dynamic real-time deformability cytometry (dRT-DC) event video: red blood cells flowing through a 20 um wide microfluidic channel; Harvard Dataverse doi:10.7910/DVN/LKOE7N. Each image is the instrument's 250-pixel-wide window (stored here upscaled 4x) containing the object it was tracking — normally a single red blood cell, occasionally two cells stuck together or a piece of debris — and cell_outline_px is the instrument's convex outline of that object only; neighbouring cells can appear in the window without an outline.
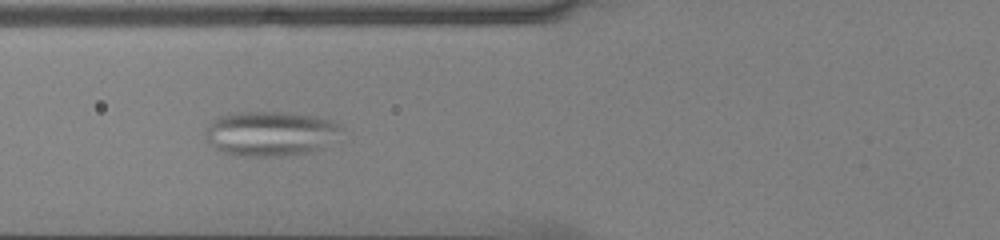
{"species": "common noctule bat (a hibernating species)", "species_latin": "Nyctalus noctula", "temperature_condition": "cold", "stored_images_in_passage": 53, "camera_frame_rate_fps": 3000, "um_per_image_px": 0.085, "animal": {"sex": "male", "body_mass_g": 13.0, "forearm_length_mm": 53.1}, "frame": {"image": 1, "passage_image": 22, "time_ms": 7.0, "image_size_px": [1000, 240], "cell_outline_px": [[340, 128], [320, 148], [308, 152], [280, 156], [240, 156], [220, 152], [204, 140], [208, 124], [216, 116], [236, 112], [284, 112], [316, 116], [332, 120], [340, 124]], "centroid_in_image_um": [22.85, 11.34], "position_along_channel_um": 103.0, "area_um2": 35.2}}
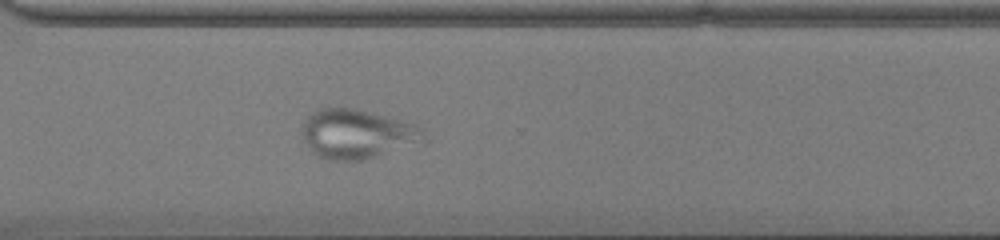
{"frame": {"image": 2, "passage_image": 40, "time_ms": 13.0, "image_size_px": [1000, 240], "cell_outline_px": [[424, 140], [360, 160], [328, 160], [316, 156], [312, 152], [304, 140], [304, 124], [308, 116], [312, 112], [320, 108], [352, 108], [388, 116], [404, 120], [416, 124], [424, 128]], "centroid_in_image_um": [30.33, 11.37], "position_along_channel_um": 340.3, "area_um2": 34.22}}